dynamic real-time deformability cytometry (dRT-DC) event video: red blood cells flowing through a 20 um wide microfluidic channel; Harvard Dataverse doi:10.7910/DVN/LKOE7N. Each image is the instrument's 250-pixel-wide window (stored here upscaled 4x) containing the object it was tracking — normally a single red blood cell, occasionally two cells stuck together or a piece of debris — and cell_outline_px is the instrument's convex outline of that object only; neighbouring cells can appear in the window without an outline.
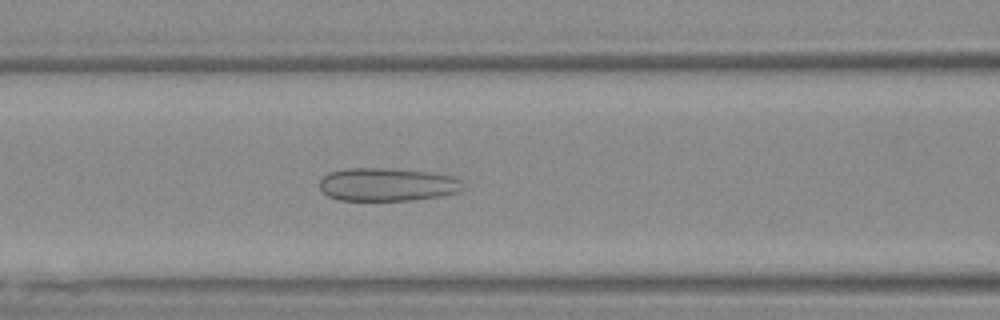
{"species": "Egyptian fruit bat (a non-hibernating species)", "species_latin": "Rousettus aegyptiacus", "temperature_condition": "warm", "stored_images_in_passage": 57, "camera_frame_rate_fps": 3000, "um_per_image_px": 0.085, "animal": {"sex": "female"}, "frame": {"image": 1, "passage_image": 24, "time_ms": 7.667, "image_size_px": [1000, 320], "cell_outline_px": [[460, 188], [456, 192], [440, 196], [412, 200], [340, 200], [328, 196], [320, 188], [320, 180], [328, 172], [344, 168], [388, 168], [424, 172], [452, 176], [460, 180]], "centroid_in_image_um": [32.83, 15.68], "position_along_channel_um": 133.8, "area_um2": 27.34}}
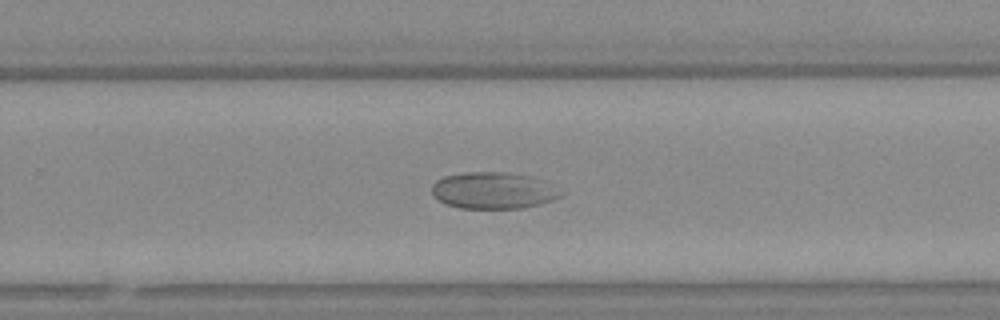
{"frame": {"image": 2, "passage_image": 37, "time_ms": 12.0, "image_size_px": [1000, 320], "cell_outline_px": [[560, 196], [552, 200], [540, 204], [520, 208], [460, 208], [448, 204], [440, 200], [432, 192], [432, 184], [436, 180], [444, 176], [468, 172], [500, 172], [524, 176]], "centroid_in_image_um": [41.69, 16.22], "position_along_channel_um": 288.1, "area_um2": 25.72}}
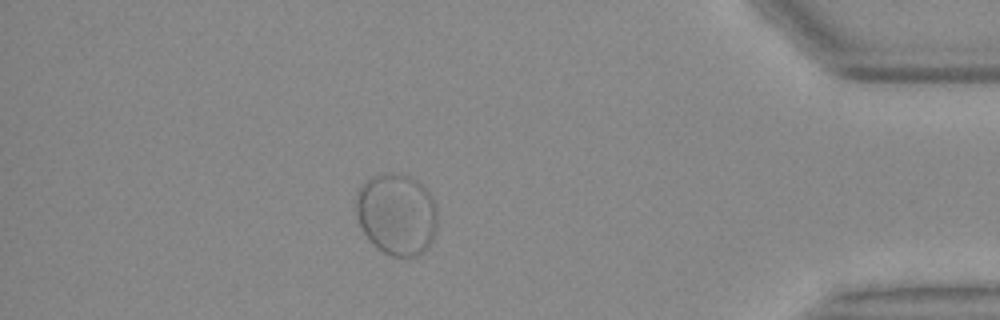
{"frame": {"image": 3, "passage_image": 50, "time_ms": 16.333, "image_size_px": [1000, 320], "cell_outline_px": [[436, 228], [432, 240], [416, 256], [392, 256], [376, 248], [372, 244], [364, 232], [360, 224], [356, 212], [356, 196], [360, 188], [372, 176], [408, 176], [416, 180], [432, 196], [436, 208]], "centroid_in_image_um": [33.71, 18.25], "position_along_channel_um": 401.5, "area_um2": 37.74}}